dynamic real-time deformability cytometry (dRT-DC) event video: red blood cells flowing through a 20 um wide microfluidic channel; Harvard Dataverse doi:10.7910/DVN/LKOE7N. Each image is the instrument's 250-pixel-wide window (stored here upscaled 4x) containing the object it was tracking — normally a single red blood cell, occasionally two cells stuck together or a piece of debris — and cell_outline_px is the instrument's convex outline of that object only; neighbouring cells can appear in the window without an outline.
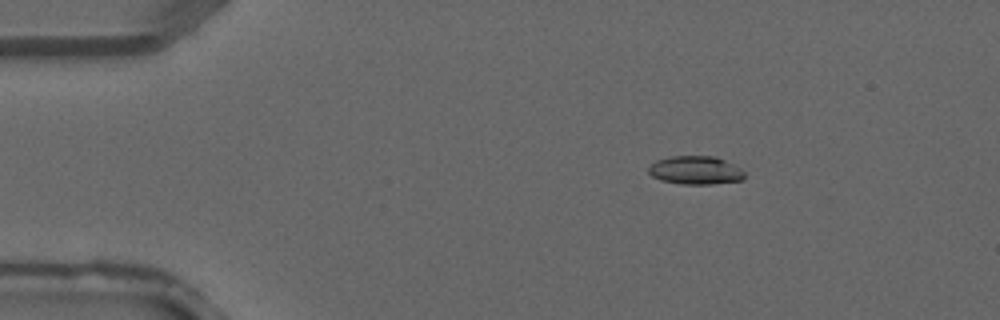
{"species": "common noctule bat (a hibernating species)", "species_latin": "Nyctalus noctula", "temperature_condition": "warm", "stored_images_in_passage": 3, "camera_frame_rate_fps": 3000, "um_per_image_px": 0.085, "animal": {"sex": "male", "forearm_length_mm": 52.5}, "frame": {"image": 1, "passage_image": 2, "time_ms": 0.333, "image_size_px": [1000, 320], "cell_outline_px": [[744, 180], [712, 184], [680, 184], [660, 180], [652, 176], [648, 172], [648, 168], [656, 160], [672, 156], [716, 156], [740, 168], [744, 172]], "centroid_in_image_um": [59.11, 14.48], "position_along_channel_um": 25.9, "area_um2": 15.9}}